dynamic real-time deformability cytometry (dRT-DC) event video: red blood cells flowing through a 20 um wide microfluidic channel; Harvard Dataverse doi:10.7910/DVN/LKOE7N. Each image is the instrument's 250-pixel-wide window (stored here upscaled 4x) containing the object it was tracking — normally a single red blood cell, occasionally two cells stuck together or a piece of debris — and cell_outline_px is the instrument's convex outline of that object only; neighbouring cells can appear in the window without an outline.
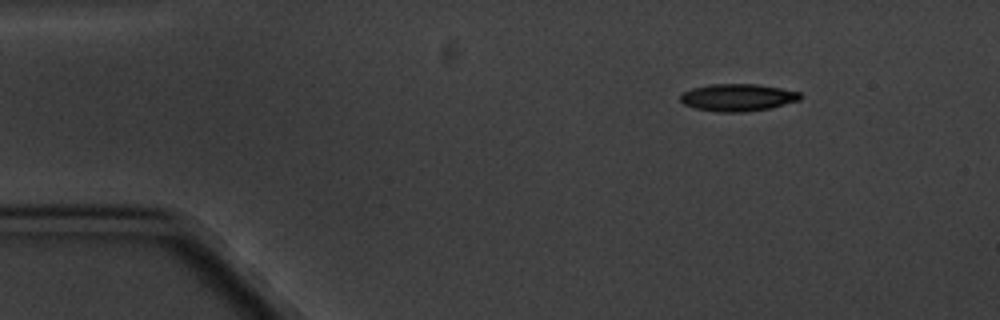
{"species": "common noctule bat (a hibernating species)", "species_latin": "Nyctalus noctula", "temperature_condition": "cold", "stored_images_in_passage": 4, "camera_frame_rate_fps": 3000, "um_per_image_px": 0.085, "animal": {"sex": "male", "body_mass_g": 20.1, "forearm_length_mm": 53.5}, "frame": {"image": 1, "passage_image": 1, "time_ms": 0.0, "image_size_px": [1000, 320], "cell_outline_px": [[800, 100], [768, 108], [744, 112], [720, 112], [696, 108], [684, 104], [680, 100], [680, 96], [684, 92], [692, 88], [708, 84], [756, 84], [780, 88], [800, 92]], "centroid_in_image_um": [62.68, 8.28], "position_along_channel_um": 22.3, "area_um2": 18.84}}
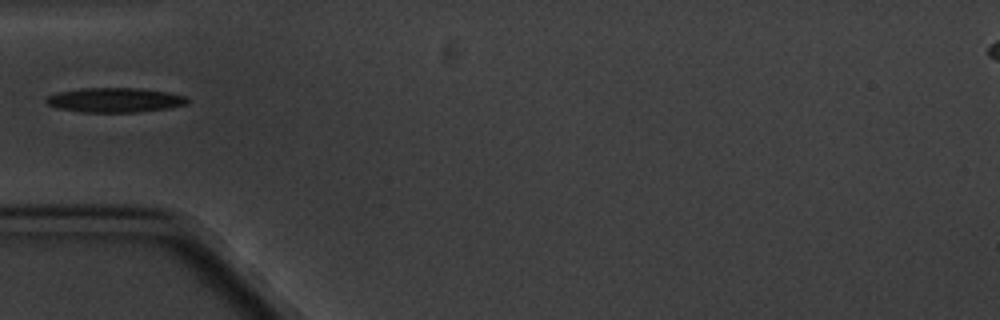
{"frame": {"image": 2, "passage_image": 4, "time_ms": 3.667, "image_size_px": [1000, 320], "cell_outline_px": [[188, 104], [168, 108], [140, 112], [80, 112], [56, 108], [44, 104], [44, 96], [56, 92], [80, 88], [140, 88], [168, 92], [188, 96]], "centroid_in_image_um": [9.7, 8.5], "position_along_channel_um": 75.3, "area_um2": 20.69}}